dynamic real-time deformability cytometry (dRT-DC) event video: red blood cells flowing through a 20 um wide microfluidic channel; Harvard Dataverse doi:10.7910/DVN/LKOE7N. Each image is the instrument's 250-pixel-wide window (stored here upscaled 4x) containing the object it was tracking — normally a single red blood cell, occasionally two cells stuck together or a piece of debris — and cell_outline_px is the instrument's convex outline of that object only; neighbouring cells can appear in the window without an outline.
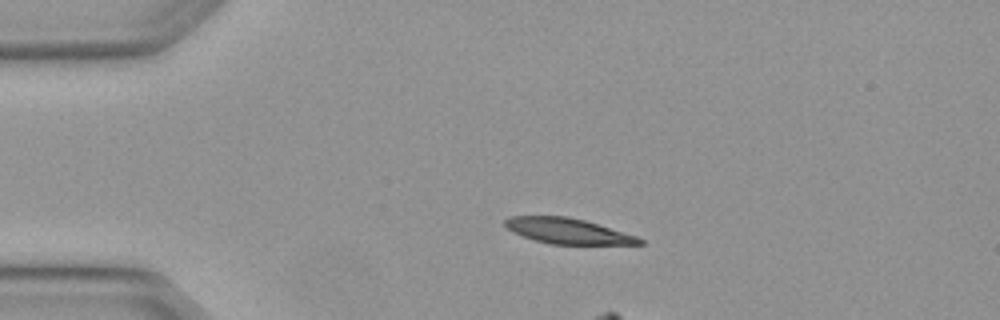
{"species": "Egyptian fruit bat (a non-hibernating species)", "species_latin": "Rousettus aegyptiacus", "temperature_condition": "warm", "stored_images_in_passage": 3, "camera_frame_rate_fps": 3000, "um_per_image_px": 0.085, "animal": {"sex": "female"}, "frame": {"image": 1, "passage_image": 2, "time_ms": 0.333, "image_size_px": [1000, 320], "cell_outline_px": [[644, 244], [552, 244], [536, 240], [512, 232], [504, 224], [504, 220], [508, 216], [564, 216], [584, 220], [636, 236], [644, 240]], "centroid_in_image_um": [48.23, 19.63], "position_along_channel_um": 36.8, "area_um2": 19.65}}